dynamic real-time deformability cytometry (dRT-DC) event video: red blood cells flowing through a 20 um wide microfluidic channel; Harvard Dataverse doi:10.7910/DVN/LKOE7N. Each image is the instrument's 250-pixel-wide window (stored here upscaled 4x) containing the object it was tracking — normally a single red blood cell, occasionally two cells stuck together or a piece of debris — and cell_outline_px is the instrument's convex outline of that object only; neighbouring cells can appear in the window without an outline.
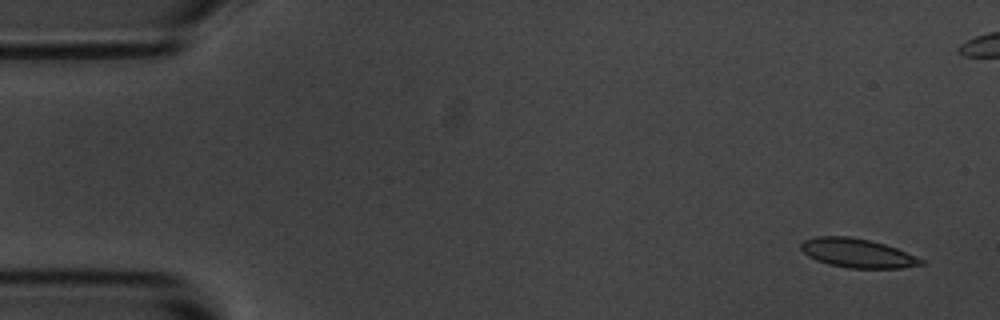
{"species": "common noctule bat (a hibernating species)", "species_latin": "Nyctalus noctula", "temperature_condition": "room temperature", "stored_images_in_passage": 9, "segment_of_instrument_passage": [1, 2], "camera_frame_rate_fps": 3000, "um_per_image_px": 0.085, "animal": {"sex": "male", "body_mass_g": 20.1, "forearm_length_mm": 53.5}, "frame": {"image": 1, "passage_image": 1, "time_ms": 0.0, "image_size_px": [1000, 320], "cell_outline_px": [[924, 264], [904, 268], [848, 268], [828, 264], [816, 260], [808, 256], [800, 248], [800, 244], [804, 240], [816, 236], [848, 236], [868, 240], [884, 244], [896, 248], [924, 260]], "centroid_in_image_um": [72.85, 21.52], "position_along_channel_um": 12.1, "area_um2": 20.23}}
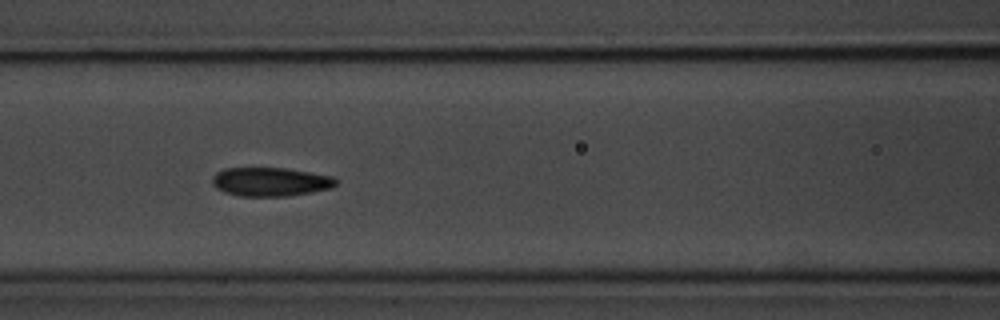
{"frame": {"image": 2, "passage_image": 7, "time_ms": 6.667, "image_size_px": [1000, 320], "cell_outline_px": [[336, 184], [332, 188], [312, 192], [288, 196], [240, 196], [224, 192], [216, 188], [212, 184], [212, 176], [216, 172], [224, 168], [284, 168], [332, 176], [336, 180]], "centroid_in_image_um": [22.95, 15.45], "position_along_channel_um": 143.6, "area_um2": 20.75}}
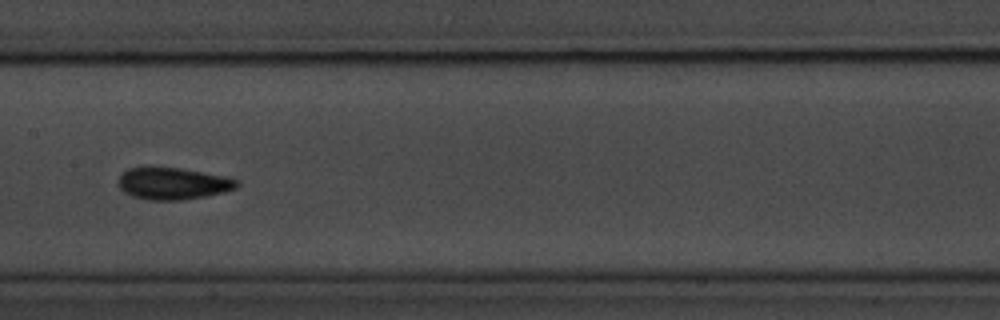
{"frame": {"image": 3, "passage_image": 8, "time_ms": 8.0, "image_size_px": [1000, 320], "cell_outline_px": [[240, 184], [236, 188], [224, 192], [204, 196], [180, 200], [148, 200], [132, 196], [124, 192], [120, 188], [120, 176], [128, 168], [148, 164], [180, 168], [224, 176], [240, 180]], "centroid_in_image_um": [14.68, 15.56], "position_along_channel_um": 192.7, "area_um2": 22.48}}